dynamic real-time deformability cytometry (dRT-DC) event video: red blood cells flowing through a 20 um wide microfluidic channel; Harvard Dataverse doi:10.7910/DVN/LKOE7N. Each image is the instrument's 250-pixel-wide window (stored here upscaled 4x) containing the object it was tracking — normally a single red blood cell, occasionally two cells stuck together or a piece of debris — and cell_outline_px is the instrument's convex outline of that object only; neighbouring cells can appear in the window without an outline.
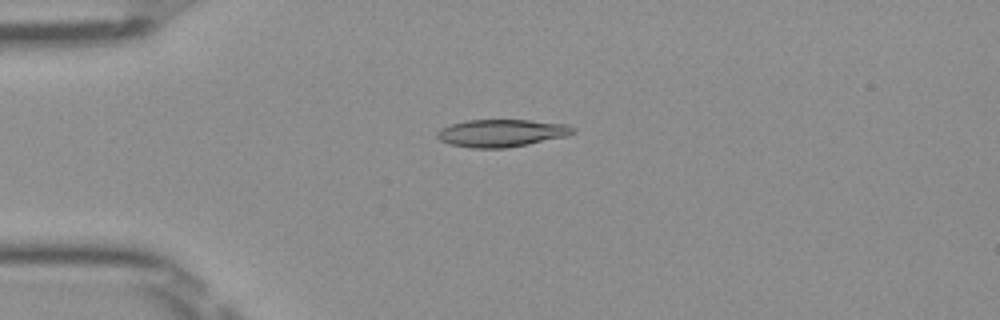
{"species": "Egyptian fruit bat (a non-hibernating species)", "species_latin": "Rousettus aegyptiacus", "temperature_condition": "room temperature", "stored_images_in_passage": 51, "camera_frame_rate_fps": 3000, "um_per_image_px": 0.085, "frame": {"image": 1, "passage_image": 13, "time_ms": 4.0, "image_size_px": [1000, 320], "cell_outline_px": [[576, 132], [568, 136], [508, 148], [472, 148], [448, 144], [440, 140], [436, 136], [436, 132], [440, 128], [452, 124], [468, 120], [528, 120], [564, 124], [576, 128]], "centroid_in_image_um": [42.62, 11.32], "position_along_channel_um": 42.4, "area_um2": 21.85}}
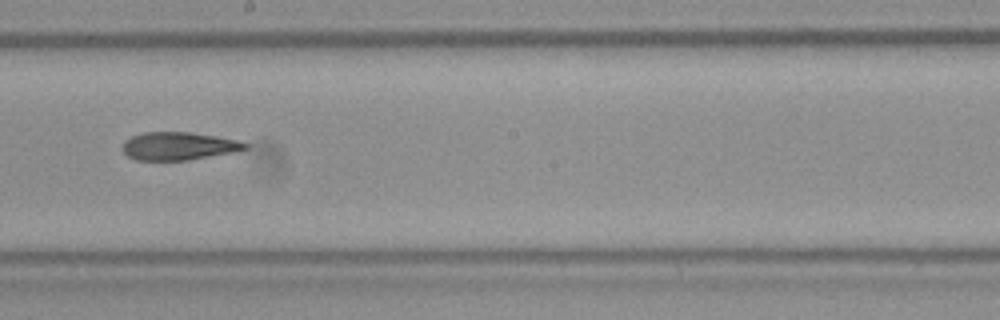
{"frame": {"image": 2, "passage_image": 29, "time_ms": 9.333, "image_size_px": [1000, 320], "cell_outline_px": [[248, 148], [236, 152], [188, 160], [136, 160], [128, 156], [120, 148], [124, 140], [132, 136], [144, 132], [192, 132], [216, 136], [236, 140], [248, 144]], "centroid_in_image_um": [15.16, 12.41], "position_along_channel_um": 233.0, "area_um2": 20.11}}
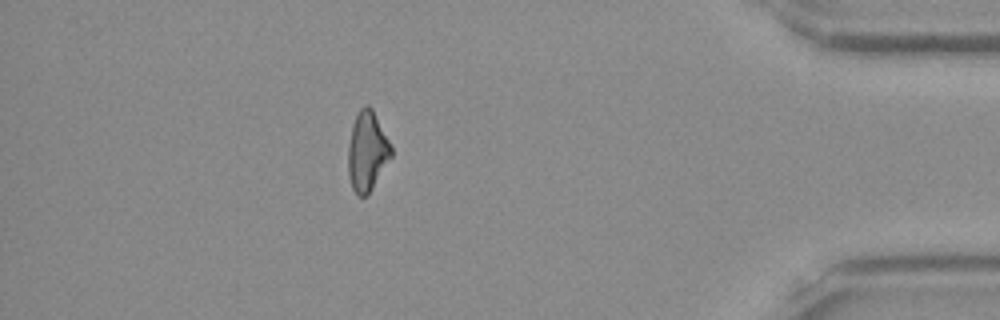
{"frame": {"image": 3, "passage_image": 45, "time_ms": 14.667, "image_size_px": [1000, 320], "cell_outline_px": [[392, 156], [368, 196], [356, 196], [352, 188], [348, 176], [348, 144], [352, 124], [360, 108], [364, 104], [368, 104], [372, 108], [392, 144]], "centroid_in_image_um": [31.21, 12.87], "position_along_channel_um": 404.0, "area_um2": 20.4}, "authors_computed_cell_mechanics": {"area_um2": 20.8658, "velocity_mm_per_s": 4.0244, "shape_relaxation_time_tau1_ms": null, "shape_relaxation_time_tau2_ms": 10.806, "deformation_change_tau1": null, "deformation_change_tau2": 0.2265}}